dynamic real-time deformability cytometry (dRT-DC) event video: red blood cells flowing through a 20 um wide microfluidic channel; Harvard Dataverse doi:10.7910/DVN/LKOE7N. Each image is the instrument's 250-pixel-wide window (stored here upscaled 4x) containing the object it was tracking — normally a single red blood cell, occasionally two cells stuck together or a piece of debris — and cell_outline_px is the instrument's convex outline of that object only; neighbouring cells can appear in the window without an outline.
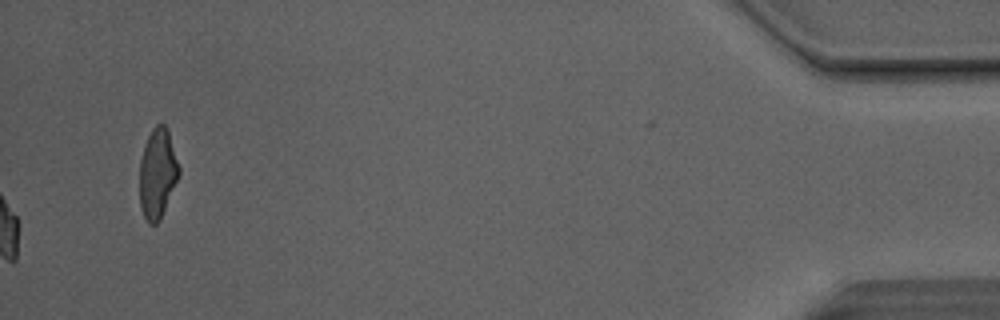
{"species": "Egyptian fruit bat (a non-hibernating species)", "species_latin": "Rousettus aegyptiacus", "temperature_condition": "room temperature", "stored_images_in_passage": 43, "camera_frame_rate_fps": 3000, "um_per_image_px": 0.085, "animal": {"sex": "male"}, "frame": {"image": 1, "passage_image": 43, "time_ms": 14.0, "image_size_px": [1000, 320], "cell_outline_px": [[180, 176], [160, 220], [156, 224], [148, 224], [140, 208], [140, 160], [144, 144], [152, 128], [156, 124], [164, 124], [168, 128], [180, 168]], "centroid_in_image_um": [13.4, 14.74], "position_along_channel_um": 421.8, "area_um2": 20.92}, "authors_computed_cell_mechanics": {"area_um2": 17.1666, "velocity_mm_per_s": 4.1401, "shape_relaxation_time_tau1_ms": 5.1554, "shape_relaxation_time_tau2_ms": 2.604, "deformation_change_tau1": 0.1319, "deformation_change_tau2": 0.0966}}